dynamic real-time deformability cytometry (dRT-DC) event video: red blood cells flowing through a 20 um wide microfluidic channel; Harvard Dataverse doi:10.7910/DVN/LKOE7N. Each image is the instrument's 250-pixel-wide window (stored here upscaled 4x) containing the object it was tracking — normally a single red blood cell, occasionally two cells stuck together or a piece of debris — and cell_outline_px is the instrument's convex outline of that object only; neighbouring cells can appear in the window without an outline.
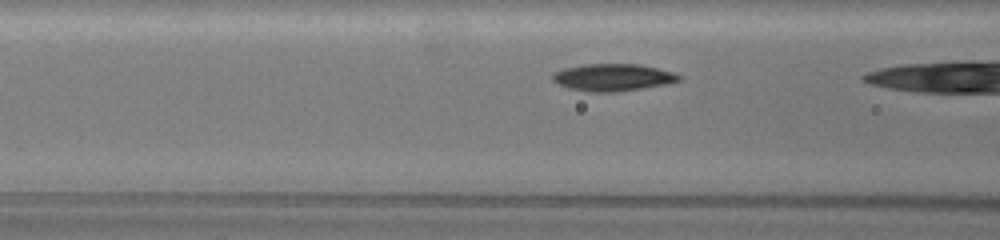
{"species": "common noctule bat (a hibernating species)", "species_latin": "Nyctalus noctula", "temperature_condition": "warm", "stored_images_in_passage": 9, "camera_frame_rate_fps": 3000, "um_per_image_px": 0.085, "animal": {"sex": "female", "body_mass_g": 19.5, "forearm_length_mm": 54.1}, "frame": {"image": 1, "passage_image": 8, "time_ms": 2.333, "image_size_px": [1000, 240], "cell_outline_px": [[680, 80], [664, 84], [616, 92], [588, 92], [568, 88], [552, 80], [552, 76], [556, 72], [564, 68], [584, 64], [640, 64], [672, 72], [680, 76]], "centroid_in_image_um": [52.05, 6.57], "position_along_channel_um": 114.5, "area_um2": 19.71}}